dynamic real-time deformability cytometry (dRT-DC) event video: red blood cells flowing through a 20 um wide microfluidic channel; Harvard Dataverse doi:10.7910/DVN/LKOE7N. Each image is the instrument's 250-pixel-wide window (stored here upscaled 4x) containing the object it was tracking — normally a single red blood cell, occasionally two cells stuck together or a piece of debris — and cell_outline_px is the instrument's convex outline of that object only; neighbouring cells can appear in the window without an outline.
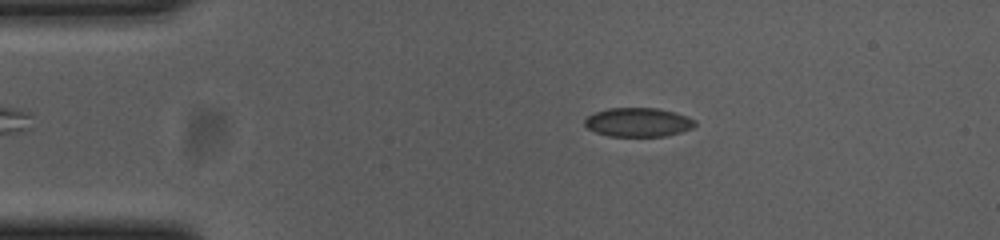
{"species": "common noctule bat (a hibernating species)", "species_latin": "Nyctalus noctula", "temperature_condition": "cold", "stored_images_in_passage": 56, "camera_frame_rate_fps": 3000, "um_per_image_px": 0.085, "animal": {"sex": "female", "body_mass_g": 23.0, "forearm_length_mm": 53.4}, "frame": {"image": 1, "passage_image": 10, "time_ms": 3.0, "image_size_px": [1000, 240], "cell_outline_px": [[696, 124], [692, 128], [680, 132], [664, 136], [608, 136], [596, 132], [588, 128], [584, 124], [584, 120], [588, 116], [596, 112], [608, 108], [656, 108], [688, 116], [696, 120]], "centroid_in_image_um": [54.24, 10.39], "position_along_channel_um": 30.8, "area_um2": 18.5}}
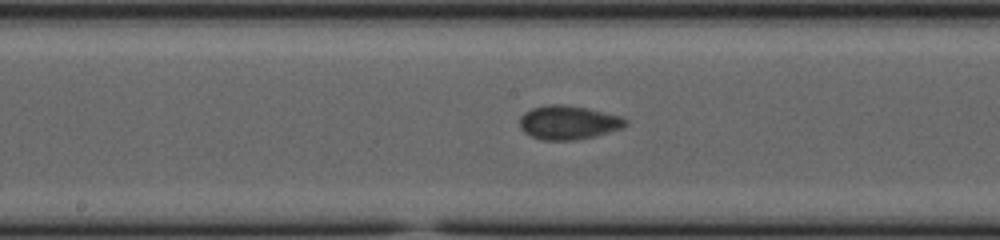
{"frame": {"image": 2, "passage_image": 28, "time_ms": 9.0, "image_size_px": [1000, 240], "cell_outline_px": [[628, 124], [620, 128], [596, 136], [576, 140], [540, 140], [524, 132], [520, 128], [520, 116], [524, 112], [532, 108], [548, 104], [568, 104], [588, 108], [620, 116], [628, 120]], "centroid_in_image_um": [48.29, 10.4], "position_along_channel_um": 199.9, "area_um2": 21.04}}
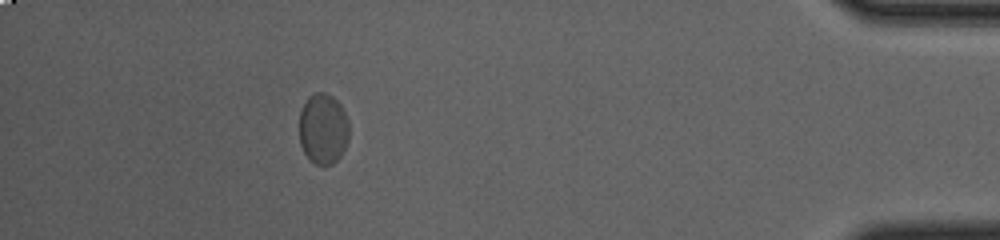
{"frame": {"image": 3, "passage_image": 50, "time_ms": 16.333, "image_size_px": [1000, 240], "cell_outline_px": [[348, 140], [340, 156], [332, 164], [316, 164], [304, 152], [300, 144], [300, 112], [308, 96], [316, 92], [324, 92], [332, 96], [340, 104], [348, 120]], "centroid_in_image_um": [27.47, 10.92], "position_along_channel_um": 407.7, "area_um2": 20.29}, "authors_computed_cell_mechanics": {"area_um2": 19.652, "velocity_mm_per_s": 3.6073, "shape_relaxation_time_tau1_ms": 2.3583, "shape_relaxation_time_tau2_ms": null, "deformation_change_tau1": 0.0645, "deformation_change_tau2": null}}